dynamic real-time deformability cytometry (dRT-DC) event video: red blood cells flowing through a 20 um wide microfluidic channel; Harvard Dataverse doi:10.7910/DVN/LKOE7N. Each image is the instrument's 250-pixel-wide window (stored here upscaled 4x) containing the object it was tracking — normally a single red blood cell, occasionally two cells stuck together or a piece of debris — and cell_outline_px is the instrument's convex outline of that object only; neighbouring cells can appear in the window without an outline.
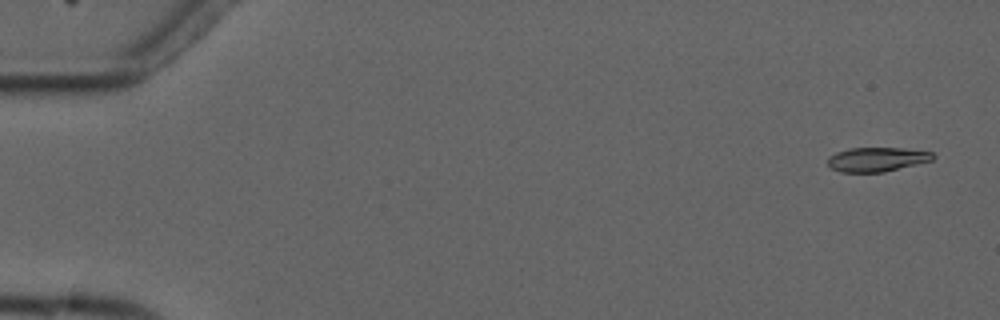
{"species": "common noctule bat (a hibernating species)", "species_latin": "Nyctalus noctula", "temperature_condition": "cold", "stored_images_in_passage": 5, "camera_frame_rate_fps": 3000, "um_per_image_px": 0.085, "animal": {"sex": "male", "forearm_length_mm": 52.5}, "frame": {"image": 1, "passage_image": 1, "time_ms": 0.0, "image_size_px": [1000, 320], "cell_outline_px": [[936, 156], [932, 160], [884, 172], [840, 172], [832, 168], [828, 164], [828, 156], [836, 152], [852, 148], [904, 148], [932, 152]], "centroid_in_image_um": [74.53, 13.54], "position_along_channel_um": 10.5, "area_um2": 14.8}}
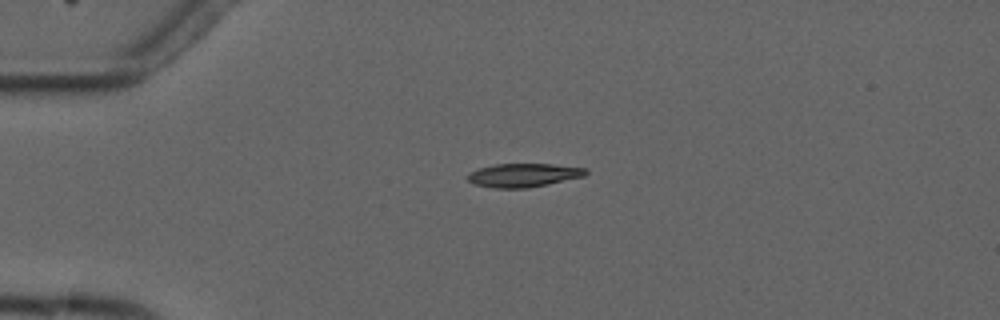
{"frame": {"image": 2, "passage_image": 4, "time_ms": 3.667, "image_size_px": [1000, 320], "cell_outline_px": [[588, 172], [584, 176], [548, 184], [528, 188], [492, 188], [476, 184], [468, 180], [468, 172], [480, 168], [496, 164], [552, 164], [588, 168]], "centroid_in_image_um": [44.52, 14.89], "position_along_channel_um": 40.5, "area_um2": 16.18}}